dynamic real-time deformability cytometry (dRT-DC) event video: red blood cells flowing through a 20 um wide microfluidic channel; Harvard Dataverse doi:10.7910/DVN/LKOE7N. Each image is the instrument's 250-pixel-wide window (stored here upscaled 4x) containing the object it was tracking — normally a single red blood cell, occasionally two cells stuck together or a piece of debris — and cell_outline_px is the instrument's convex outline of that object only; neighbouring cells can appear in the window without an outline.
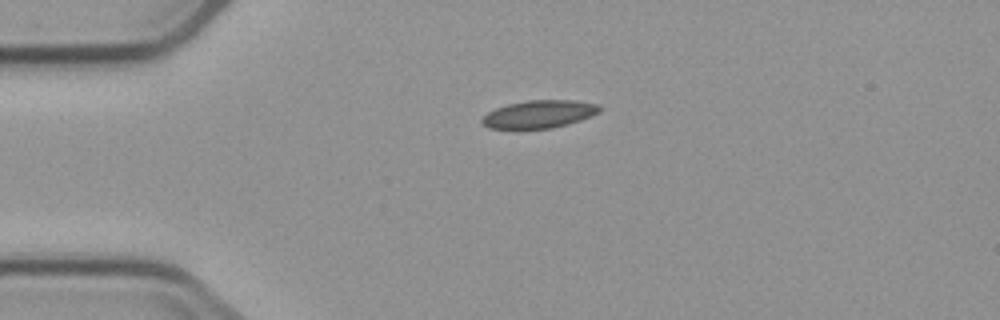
{"species": "common noctule bat (a hibernating species)", "species_latin": "Nyctalus noctula", "temperature_condition": "cold", "stored_images_in_passage": 2, "camera_frame_rate_fps": 3000, "um_per_image_px": 0.085, "animal": {"sex": "male", "body_mass_g": 23.1, "forearm_length_mm": 52.7}, "frame": {"image": 1, "passage_image": 1, "time_ms": 0.0, "image_size_px": [1000, 320], "cell_outline_px": [[604, 108], [600, 112], [580, 120], [568, 124], [552, 128], [488, 128], [480, 120], [488, 112], [496, 108], [508, 104], [528, 100], [572, 100], [596, 104]], "centroid_in_image_um": [45.85, 9.69], "position_along_channel_um": 39.1, "area_um2": 18.84}}